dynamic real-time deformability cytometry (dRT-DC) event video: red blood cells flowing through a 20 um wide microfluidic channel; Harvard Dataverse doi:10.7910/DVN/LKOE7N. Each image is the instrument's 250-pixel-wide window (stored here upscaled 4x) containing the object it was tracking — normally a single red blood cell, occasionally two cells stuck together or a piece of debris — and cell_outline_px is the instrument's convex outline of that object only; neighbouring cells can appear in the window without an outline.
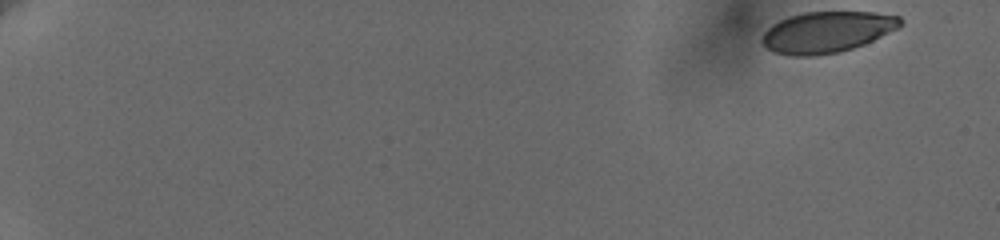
{"species": "human", "species_latin": "Homo sapiens", "temperature_condition": "cold", "stored_images_in_passage": 57, "camera_frame_rate_fps": 3000, "um_per_image_px": 0.085, "donor": {"sex": "female"}, "frame": {"image": 1, "passage_image": 1, "time_ms": 0.0, "image_size_px": [1000, 240], "cell_outline_px": [[904, 24], [900, 28], [864, 44], [840, 52], [812, 56], [792, 56], [772, 52], [760, 40], [764, 32], [772, 24], [788, 16], [804, 12], [876, 12], [900, 16], [904, 20]], "centroid_in_image_um": [70.32, 2.72], "position_along_channel_um": 14.7, "area_um2": 33.47}}
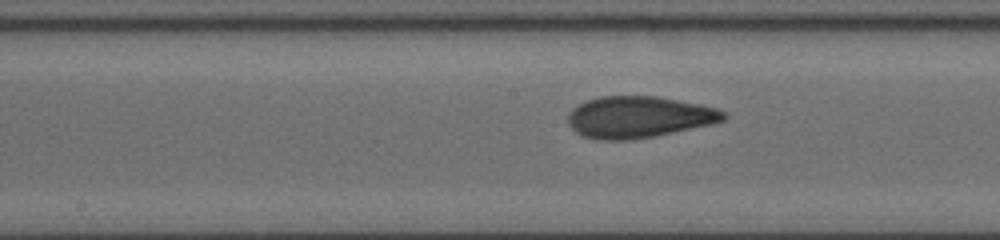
{"frame": {"image": 2, "passage_image": 32, "time_ms": 10.333, "image_size_px": [1000, 240], "cell_outline_px": [[728, 116], [724, 120], [708, 124], [672, 132], [652, 136], [628, 140], [604, 140], [584, 136], [576, 132], [568, 124], [568, 116], [572, 108], [588, 100], [600, 96], [656, 96], [700, 104], [716, 108], [728, 112]], "centroid_in_image_um": [54.29, 9.94], "position_along_channel_um": 193.9, "area_um2": 37.28}}
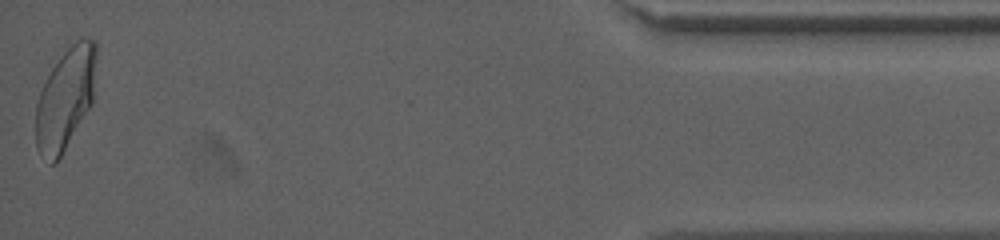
{"frame": {"image": 3, "passage_image": 57, "time_ms": 18.667, "image_size_px": [1000, 240], "cell_outline_px": [[96, 56], [92, 104], [56, 164], [52, 164], [36, 148], [36, 104], [40, 92], [52, 68], [68, 40], [84, 36], [96, 40]], "centroid_in_image_um": [5.57, 8.28], "position_along_channel_um": 429.6, "area_um2": 36.24}, "authors_computed_cell_mechanics": {"area_um2": 36.125, "velocity_mm_per_s": 3.6195, "shape_relaxation_time_tau1_ms": 7.5074, "shape_relaxation_time_tau2_ms": 1.0611, "deformation_change_tau1": 0.196, "deformation_change_tau2": 0.0736}}